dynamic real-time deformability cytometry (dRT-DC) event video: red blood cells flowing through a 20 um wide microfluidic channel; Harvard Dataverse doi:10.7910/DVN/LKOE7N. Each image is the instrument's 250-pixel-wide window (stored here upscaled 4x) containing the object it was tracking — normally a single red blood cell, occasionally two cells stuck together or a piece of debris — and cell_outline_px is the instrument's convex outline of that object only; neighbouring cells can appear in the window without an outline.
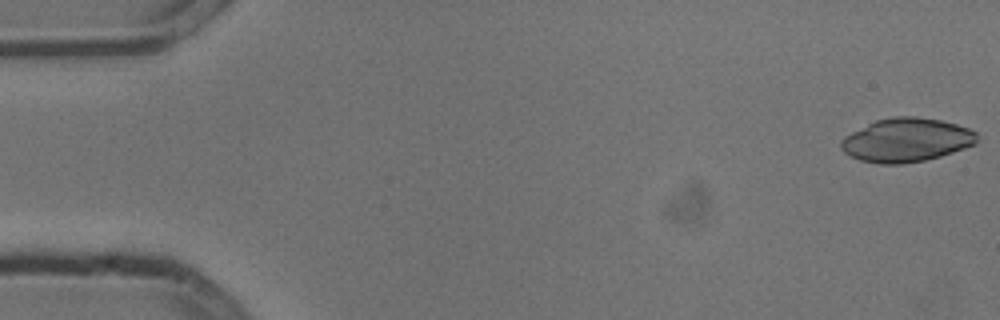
{"species": "common noctule bat (a hibernating species)", "species_latin": "Nyctalus noctula", "temperature_condition": "cold", "stored_images_in_passage": 6, "camera_frame_rate_fps": 3000, "um_per_image_px": 0.085, "animal": {"sex": "male", "body_mass_g": 13.3}, "frame": {"image": 1, "passage_image": 1, "time_ms": 0.0, "image_size_px": [1000, 320], "cell_outline_px": [[976, 144], [940, 156], [924, 160], [900, 164], [880, 164], [860, 160], [844, 152], [840, 148], [840, 140], [844, 136], [876, 120], [892, 116], [916, 116], [940, 120], [956, 124], [968, 128], [976, 132]], "centroid_in_image_um": [77.02, 11.9], "position_along_channel_um": 8.0, "area_um2": 34.51}}